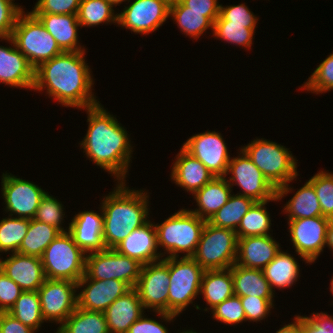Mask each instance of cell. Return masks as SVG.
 Masks as SVG:
<instances>
[{"instance_id":"f35d334b","label":"cell","mask_w":333,"mask_h":333,"mask_svg":"<svg viewBox=\"0 0 333 333\" xmlns=\"http://www.w3.org/2000/svg\"><path fill=\"white\" fill-rule=\"evenodd\" d=\"M30 219L12 217L0 221V253H16L27 234Z\"/></svg>"},{"instance_id":"91938a15","label":"cell","mask_w":333,"mask_h":333,"mask_svg":"<svg viewBox=\"0 0 333 333\" xmlns=\"http://www.w3.org/2000/svg\"><path fill=\"white\" fill-rule=\"evenodd\" d=\"M181 333H197V332L192 329V330H186V331L184 330Z\"/></svg>"},{"instance_id":"d590c367","label":"cell","mask_w":333,"mask_h":333,"mask_svg":"<svg viewBox=\"0 0 333 333\" xmlns=\"http://www.w3.org/2000/svg\"><path fill=\"white\" fill-rule=\"evenodd\" d=\"M270 201H256L241 219L236 234L238 238L270 235L271 217L265 207Z\"/></svg>"},{"instance_id":"f5cc1de1","label":"cell","mask_w":333,"mask_h":333,"mask_svg":"<svg viewBox=\"0 0 333 333\" xmlns=\"http://www.w3.org/2000/svg\"><path fill=\"white\" fill-rule=\"evenodd\" d=\"M127 333H168V329L155 319L142 315L130 326Z\"/></svg>"},{"instance_id":"8fae6325","label":"cell","mask_w":333,"mask_h":333,"mask_svg":"<svg viewBox=\"0 0 333 333\" xmlns=\"http://www.w3.org/2000/svg\"><path fill=\"white\" fill-rule=\"evenodd\" d=\"M143 264L136 259L118 253L114 248H105L86 254L85 274L90 279H117L135 288Z\"/></svg>"},{"instance_id":"3957f363","label":"cell","mask_w":333,"mask_h":333,"mask_svg":"<svg viewBox=\"0 0 333 333\" xmlns=\"http://www.w3.org/2000/svg\"><path fill=\"white\" fill-rule=\"evenodd\" d=\"M116 183L115 190L103 197L100 203L105 248H115L133 230L149 221L148 193L141 189L131 190L125 182Z\"/></svg>"},{"instance_id":"681fc988","label":"cell","mask_w":333,"mask_h":333,"mask_svg":"<svg viewBox=\"0 0 333 333\" xmlns=\"http://www.w3.org/2000/svg\"><path fill=\"white\" fill-rule=\"evenodd\" d=\"M23 290L0 270V310L8 312Z\"/></svg>"},{"instance_id":"f1b7e54d","label":"cell","mask_w":333,"mask_h":333,"mask_svg":"<svg viewBox=\"0 0 333 333\" xmlns=\"http://www.w3.org/2000/svg\"><path fill=\"white\" fill-rule=\"evenodd\" d=\"M210 306L204 311L211 310L216 305L234 295L231 268L224 270H204L201 279L200 295Z\"/></svg>"},{"instance_id":"9f6ffc18","label":"cell","mask_w":333,"mask_h":333,"mask_svg":"<svg viewBox=\"0 0 333 333\" xmlns=\"http://www.w3.org/2000/svg\"><path fill=\"white\" fill-rule=\"evenodd\" d=\"M326 245L333 252V218L329 219V223L327 226Z\"/></svg>"},{"instance_id":"816d5d0a","label":"cell","mask_w":333,"mask_h":333,"mask_svg":"<svg viewBox=\"0 0 333 333\" xmlns=\"http://www.w3.org/2000/svg\"><path fill=\"white\" fill-rule=\"evenodd\" d=\"M188 11L206 12V17L213 23L220 15V4L218 0H180Z\"/></svg>"},{"instance_id":"7402d4cb","label":"cell","mask_w":333,"mask_h":333,"mask_svg":"<svg viewBox=\"0 0 333 333\" xmlns=\"http://www.w3.org/2000/svg\"><path fill=\"white\" fill-rule=\"evenodd\" d=\"M69 233L74 242L87 254L105 249L103 243V211H82L69 223Z\"/></svg>"},{"instance_id":"ee69618b","label":"cell","mask_w":333,"mask_h":333,"mask_svg":"<svg viewBox=\"0 0 333 333\" xmlns=\"http://www.w3.org/2000/svg\"><path fill=\"white\" fill-rule=\"evenodd\" d=\"M211 312L213 314L212 318H215V320L221 323H226V325L235 326V324L247 321L240 297L235 294L216 305L211 309Z\"/></svg>"},{"instance_id":"680465c9","label":"cell","mask_w":333,"mask_h":333,"mask_svg":"<svg viewBox=\"0 0 333 333\" xmlns=\"http://www.w3.org/2000/svg\"><path fill=\"white\" fill-rule=\"evenodd\" d=\"M331 284V286H330V292L333 294V277H332V279H331V282H330Z\"/></svg>"},{"instance_id":"cb8c5ba5","label":"cell","mask_w":333,"mask_h":333,"mask_svg":"<svg viewBox=\"0 0 333 333\" xmlns=\"http://www.w3.org/2000/svg\"><path fill=\"white\" fill-rule=\"evenodd\" d=\"M173 163L171 180L192 195L214 178L212 173L183 147Z\"/></svg>"},{"instance_id":"2e32d148","label":"cell","mask_w":333,"mask_h":333,"mask_svg":"<svg viewBox=\"0 0 333 333\" xmlns=\"http://www.w3.org/2000/svg\"><path fill=\"white\" fill-rule=\"evenodd\" d=\"M288 221V231L296 254L306 263H314L326 246L329 218L315 216Z\"/></svg>"},{"instance_id":"8d00e7d4","label":"cell","mask_w":333,"mask_h":333,"mask_svg":"<svg viewBox=\"0 0 333 333\" xmlns=\"http://www.w3.org/2000/svg\"><path fill=\"white\" fill-rule=\"evenodd\" d=\"M8 313L36 332L45 322L38 291H23Z\"/></svg>"},{"instance_id":"52a82bcc","label":"cell","mask_w":333,"mask_h":333,"mask_svg":"<svg viewBox=\"0 0 333 333\" xmlns=\"http://www.w3.org/2000/svg\"><path fill=\"white\" fill-rule=\"evenodd\" d=\"M42 265L47 279L77 283L85 275L86 253L69 232H61L45 249Z\"/></svg>"},{"instance_id":"83f0119b","label":"cell","mask_w":333,"mask_h":333,"mask_svg":"<svg viewBox=\"0 0 333 333\" xmlns=\"http://www.w3.org/2000/svg\"><path fill=\"white\" fill-rule=\"evenodd\" d=\"M234 294L239 297L251 296L274 298L270 283L261 269L246 268L237 264L231 267Z\"/></svg>"},{"instance_id":"ab89813d","label":"cell","mask_w":333,"mask_h":333,"mask_svg":"<svg viewBox=\"0 0 333 333\" xmlns=\"http://www.w3.org/2000/svg\"><path fill=\"white\" fill-rule=\"evenodd\" d=\"M256 25L258 24H214L213 36L229 44L249 49L253 45Z\"/></svg>"},{"instance_id":"b9f144b4","label":"cell","mask_w":333,"mask_h":333,"mask_svg":"<svg viewBox=\"0 0 333 333\" xmlns=\"http://www.w3.org/2000/svg\"><path fill=\"white\" fill-rule=\"evenodd\" d=\"M308 181L315 188L322 216L333 218V173L321 170Z\"/></svg>"},{"instance_id":"d6a6232c","label":"cell","mask_w":333,"mask_h":333,"mask_svg":"<svg viewBox=\"0 0 333 333\" xmlns=\"http://www.w3.org/2000/svg\"><path fill=\"white\" fill-rule=\"evenodd\" d=\"M56 333H109L104 312L75 311L58 327Z\"/></svg>"},{"instance_id":"6da1fadb","label":"cell","mask_w":333,"mask_h":333,"mask_svg":"<svg viewBox=\"0 0 333 333\" xmlns=\"http://www.w3.org/2000/svg\"><path fill=\"white\" fill-rule=\"evenodd\" d=\"M85 51L63 52L40 64L34 71L32 90H46L48 97L64 107L84 110L100 103L92 92L94 85Z\"/></svg>"},{"instance_id":"e0dca14e","label":"cell","mask_w":333,"mask_h":333,"mask_svg":"<svg viewBox=\"0 0 333 333\" xmlns=\"http://www.w3.org/2000/svg\"><path fill=\"white\" fill-rule=\"evenodd\" d=\"M182 147L197 158L214 177H226L231 157L220 132L195 134Z\"/></svg>"},{"instance_id":"d6986e66","label":"cell","mask_w":333,"mask_h":333,"mask_svg":"<svg viewBox=\"0 0 333 333\" xmlns=\"http://www.w3.org/2000/svg\"><path fill=\"white\" fill-rule=\"evenodd\" d=\"M7 40L11 47L0 46V83L13 88L33 89L34 71L27 58L16 48L13 39L0 37Z\"/></svg>"},{"instance_id":"bcb514c9","label":"cell","mask_w":333,"mask_h":333,"mask_svg":"<svg viewBox=\"0 0 333 333\" xmlns=\"http://www.w3.org/2000/svg\"><path fill=\"white\" fill-rule=\"evenodd\" d=\"M240 300L248 322L253 321L257 323L260 320L265 319L274 306L273 298H259L256 296L251 297L249 295L240 297Z\"/></svg>"},{"instance_id":"1f68e13d","label":"cell","mask_w":333,"mask_h":333,"mask_svg":"<svg viewBox=\"0 0 333 333\" xmlns=\"http://www.w3.org/2000/svg\"><path fill=\"white\" fill-rule=\"evenodd\" d=\"M60 234L61 231L54 226L30 219L18 253L41 258L47 246Z\"/></svg>"},{"instance_id":"60d3db41","label":"cell","mask_w":333,"mask_h":333,"mask_svg":"<svg viewBox=\"0 0 333 333\" xmlns=\"http://www.w3.org/2000/svg\"><path fill=\"white\" fill-rule=\"evenodd\" d=\"M303 90L315 94L333 90V53H331L314 70L311 76L300 86Z\"/></svg>"},{"instance_id":"484cf974","label":"cell","mask_w":333,"mask_h":333,"mask_svg":"<svg viewBox=\"0 0 333 333\" xmlns=\"http://www.w3.org/2000/svg\"><path fill=\"white\" fill-rule=\"evenodd\" d=\"M56 40L63 52L85 51L79 44L78 30L81 26L77 15L68 14H33Z\"/></svg>"},{"instance_id":"6f0895ef","label":"cell","mask_w":333,"mask_h":333,"mask_svg":"<svg viewBox=\"0 0 333 333\" xmlns=\"http://www.w3.org/2000/svg\"><path fill=\"white\" fill-rule=\"evenodd\" d=\"M113 6H117L118 4H122V2H128V0H108Z\"/></svg>"},{"instance_id":"7dc6e473","label":"cell","mask_w":333,"mask_h":333,"mask_svg":"<svg viewBox=\"0 0 333 333\" xmlns=\"http://www.w3.org/2000/svg\"><path fill=\"white\" fill-rule=\"evenodd\" d=\"M81 0H38L32 14L77 15Z\"/></svg>"},{"instance_id":"e575fe53","label":"cell","mask_w":333,"mask_h":333,"mask_svg":"<svg viewBox=\"0 0 333 333\" xmlns=\"http://www.w3.org/2000/svg\"><path fill=\"white\" fill-rule=\"evenodd\" d=\"M255 202L250 197L233 194L208 222L216 227L236 231L241 219Z\"/></svg>"},{"instance_id":"db71d44e","label":"cell","mask_w":333,"mask_h":333,"mask_svg":"<svg viewBox=\"0 0 333 333\" xmlns=\"http://www.w3.org/2000/svg\"><path fill=\"white\" fill-rule=\"evenodd\" d=\"M36 331L20 320L14 318L8 312H2L0 316V333H35Z\"/></svg>"},{"instance_id":"ffe728a7","label":"cell","mask_w":333,"mask_h":333,"mask_svg":"<svg viewBox=\"0 0 333 333\" xmlns=\"http://www.w3.org/2000/svg\"><path fill=\"white\" fill-rule=\"evenodd\" d=\"M0 258V270L23 291H38L46 277L40 257L12 253L5 260Z\"/></svg>"},{"instance_id":"c3c4849f","label":"cell","mask_w":333,"mask_h":333,"mask_svg":"<svg viewBox=\"0 0 333 333\" xmlns=\"http://www.w3.org/2000/svg\"><path fill=\"white\" fill-rule=\"evenodd\" d=\"M23 11L14 0H0V37H9L18 15Z\"/></svg>"},{"instance_id":"9a60e30c","label":"cell","mask_w":333,"mask_h":333,"mask_svg":"<svg viewBox=\"0 0 333 333\" xmlns=\"http://www.w3.org/2000/svg\"><path fill=\"white\" fill-rule=\"evenodd\" d=\"M118 14V25L135 34L158 30L169 18L171 0H134Z\"/></svg>"},{"instance_id":"7bdbcfd3","label":"cell","mask_w":333,"mask_h":333,"mask_svg":"<svg viewBox=\"0 0 333 333\" xmlns=\"http://www.w3.org/2000/svg\"><path fill=\"white\" fill-rule=\"evenodd\" d=\"M63 206L64 205L60 201L46 192L40 201V205L37 208L33 219L52 225L61 232H68L69 229H64L61 226L63 225L62 222L65 218Z\"/></svg>"},{"instance_id":"603a6c76","label":"cell","mask_w":333,"mask_h":333,"mask_svg":"<svg viewBox=\"0 0 333 333\" xmlns=\"http://www.w3.org/2000/svg\"><path fill=\"white\" fill-rule=\"evenodd\" d=\"M280 250L279 243L271 235L238 238L235 264L262 270Z\"/></svg>"},{"instance_id":"277c9868","label":"cell","mask_w":333,"mask_h":333,"mask_svg":"<svg viewBox=\"0 0 333 333\" xmlns=\"http://www.w3.org/2000/svg\"><path fill=\"white\" fill-rule=\"evenodd\" d=\"M240 149L277 189L278 200L293 191L289 185L298 176V160L288 148L264 138H256Z\"/></svg>"},{"instance_id":"74e56055","label":"cell","mask_w":333,"mask_h":333,"mask_svg":"<svg viewBox=\"0 0 333 333\" xmlns=\"http://www.w3.org/2000/svg\"><path fill=\"white\" fill-rule=\"evenodd\" d=\"M113 7L108 0H81L77 13L81 28L118 23V14H114Z\"/></svg>"},{"instance_id":"ba28073f","label":"cell","mask_w":333,"mask_h":333,"mask_svg":"<svg viewBox=\"0 0 333 333\" xmlns=\"http://www.w3.org/2000/svg\"><path fill=\"white\" fill-rule=\"evenodd\" d=\"M237 246L236 231L216 227L206 221L192 258L204 270L229 269L236 262Z\"/></svg>"},{"instance_id":"44dd1931","label":"cell","mask_w":333,"mask_h":333,"mask_svg":"<svg viewBox=\"0 0 333 333\" xmlns=\"http://www.w3.org/2000/svg\"><path fill=\"white\" fill-rule=\"evenodd\" d=\"M114 249L122 255L138 260L143 265L163 259L161 251L157 252L159 248L156 228L154 222L150 220L133 230Z\"/></svg>"},{"instance_id":"8992f818","label":"cell","mask_w":333,"mask_h":333,"mask_svg":"<svg viewBox=\"0 0 333 333\" xmlns=\"http://www.w3.org/2000/svg\"><path fill=\"white\" fill-rule=\"evenodd\" d=\"M11 38L34 69L63 53L53 36L31 12L23 10L18 15Z\"/></svg>"},{"instance_id":"f907efd6","label":"cell","mask_w":333,"mask_h":333,"mask_svg":"<svg viewBox=\"0 0 333 333\" xmlns=\"http://www.w3.org/2000/svg\"><path fill=\"white\" fill-rule=\"evenodd\" d=\"M302 333H333V317L323 312L302 316Z\"/></svg>"},{"instance_id":"4316f807","label":"cell","mask_w":333,"mask_h":333,"mask_svg":"<svg viewBox=\"0 0 333 333\" xmlns=\"http://www.w3.org/2000/svg\"><path fill=\"white\" fill-rule=\"evenodd\" d=\"M193 195L198 207L189 211L209 221L229 200L232 188L226 177H214Z\"/></svg>"},{"instance_id":"ac0fdd59","label":"cell","mask_w":333,"mask_h":333,"mask_svg":"<svg viewBox=\"0 0 333 333\" xmlns=\"http://www.w3.org/2000/svg\"><path fill=\"white\" fill-rule=\"evenodd\" d=\"M77 307L87 310L104 312L117 298L124 295L131 288L117 279L95 280L86 274L77 282Z\"/></svg>"},{"instance_id":"d4e9b609","label":"cell","mask_w":333,"mask_h":333,"mask_svg":"<svg viewBox=\"0 0 333 333\" xmlns=\"http://www.w3.org/2000/svg\"><path fill=\"white\" fill-rule=\"evenodd\" d=\"M144 310L136 289L131 288L104 311L109 333H127Z\"/></svg>"},{"instance_id":"30bf717a","label":"cell","mask_w":333,"mask_h":333,"mask_svg":"<svg viewBox=\"0 0 333 333\" xmlns=\"http://www.w3.org/2000/svg\"><path fill=\"white\" fill-rule=\"evenodd\" d=\"M169 258L143 265L135 289L144 309H153L167 322L177 316L168 313Z\"/></svg>"},{"instance_id":"9c48e42d","label":"cell","mask_w":333,"mask_h":333,"mask_svg":"<svg viewBox=\"0 0 333 333\" xmlns=\"http://www.w3.org/2000/svg\"><path fill=\"white\" fill-rule=\"evenodd\" d=\"M204 269L192 257L169 258L168 313L179 316L200 294Z\"/></svg>"},{"instance_id":"4dcf8cb0","label":"cell","mask_w":333,"mask_h":333,"mask_svg":"<svg viewBox=\"0 0 333 333\" xmlns=\"http://www.w3.org/2000/svg\"><path fill=\"white\" fill-rule=\"evenodd\" d=\"M169 17H173L181 32L196 40L207 29L213 31L214 23L206 17V12L188 11L180 0H171Z\"/></svg>"},{"instance_id":"7a4b0ae2","label":"cell","mask_w":333,"mask_h":333,"mask_svg":"<svg viewBox=\"0 0 333 333\" xmlns=\"http://www.w3.org/2000/svg\"><path fill=\"white\" fill-rule=\"evenodd\" d=\"M85 111L88 114V130L80 147L89 160L112 174L115 181L126 182L133 154L128 131L101 103L87 107Z\"/></svg>"},{"instance_id":"5b68a950","label":"cell","mask_w":333,"mask_h":333,"mask_svg":"<svg viewBox=\"0 0 333 333\" xmlns=\"http://www.w3.org/2000/svg\"><path fill=\"white\" fill-rule=\"evenodd\" d=\"M206 221L186 209H181L165 219L161 224H154L157 233L158 248H162L168 258L192 257L200 241ZM165 248V249H164ZM166 251V252H165ZM179 253V254H178Z\"/></svg>"},{"instance_id":"7c38bea8","label":"cell","mask_w":333,"mask_h":333,"mask_svg":"<svg viewBox=\"0 0 333 333\" xmlns=\"http://www.w3.org/2000/svg\"><path fill=\"white\" fill-rule=\"evenodd\" d=\"M228 174H231V177L226 180L231 188L237 185L242 190L238 195L250 197L255 201H278L277 189L242 149L238 157H231L226 176Z\"/></svg>"},{"instance_id":"f6af8a7d","label":"cell","mask_w":333,"mask_h":333,"mask_svg":"<svg viewBox=\"0 0 333 333\" xmlns=\"http://www.w3.org/2000/svg\"><path fill=\"white\" fill-rule=\"evenodd\" d=\"M255 16L245 3L230 6L220 4V15L214 24H257L258 17Z\"/></svg>"},{"instance_id":"4fadbf2b","label":"cell","mask_w":333,"mask_h":333,"mask_svg":"<svg viewBox=\"0 0 333 333\" xmlns=\"http://www.w3.org/2000/svg\"><path fill=\"white\" fill-rule=\"evenodd\" d=\"M1 179L5 212H9V216L33 219L46 191L33 182L17 178L11 173H3Z\"/></svg>"},{"instance_id":"5bb4252c","label":"cell","mask_w":333,"mask_h":333,"mask_svg":"<svg viewBox=\"0 0 333 333\" xmlns=\"http://www.w3.org/2000/svg\"><path fill=\"white\" fill-rule=\"evenodd\" d=\"M77 290L73 281L46 278L38 289L44 320L61 325L77 307Z\"/></svg>"},{"instance_id":"f546056e","label":"cell","mask_w":333,"mask_h":333,"mask_svg":"<svg viewBox=\"0 0 333 333\" xmlns=\"http://www.w3.org/2000/svg\"><path fill=\"white\" fill-rule=\"evenodd\" d=\"M297 260L287 252L280 250L275 258L262 271L273 289L290 288L298 277L300 269Z\"/></svg>"},{"instance_id":"836d02e7","label":"cell","mask_w":333,"mask_h":333,"mask_svg":"<svg viewBox=\"0 0 333 333\" xmlns=\"http://www.w3.org/2000/svg\"><path fill=\"white\" fill-rule=\"evenodd\" d=\"M283 212L288 220L322 216L321 206L315 188L307 180L305 184L286 202Z\"/></svg>"},{"instance_id":"11a10c76","label":"cell","mask_w":333,"mask_h":333,"mask_svg":"<svg viewBox=\"0 0 333 333\" xmlns=\"http://www.w3.org/2000/svg\"><path fill=\"white\" fill-rule=\"evenodd\" d=\"M293 320L294 322L285 324L276 333H302V316L297 315Z\"/></svg>"}]
</instances>
